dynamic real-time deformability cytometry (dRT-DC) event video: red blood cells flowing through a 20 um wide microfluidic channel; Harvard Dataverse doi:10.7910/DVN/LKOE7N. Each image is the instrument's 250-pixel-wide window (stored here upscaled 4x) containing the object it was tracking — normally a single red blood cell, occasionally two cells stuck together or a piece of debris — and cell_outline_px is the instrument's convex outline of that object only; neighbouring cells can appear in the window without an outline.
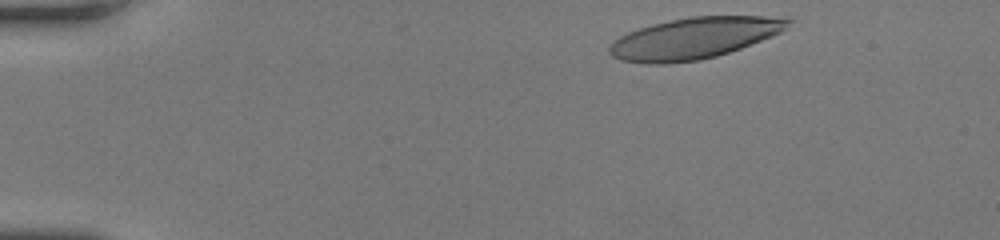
{"species": "human", "species_latin": "Homo sapiens", "temperature_condition": "room temperature", "stored_images_in_passage": 14, "camera_frame_rate_fps": 3000, "um_per_image_px": 0.085, "donor": {"sex": "female"}, "frame": {"image": 1, "passage_image": 2, "time_ms": 0.333, "image_size_px": [1000, 240], "cell_outline_px": [[792, 20], [780, 32], [772, 36], [740, 48], [716, 56], [700, 60], [664, 64], [648, 64], [620, 60], [612, 56], [608, 52], [608, 48], [620, 36], [628, 32], [652, 24], [692, 16], [792, 16]], "centroid_in_image_um": [59.02, 3.24], "position_along_channel_um": 26.0, "area_um2": 42.83}}
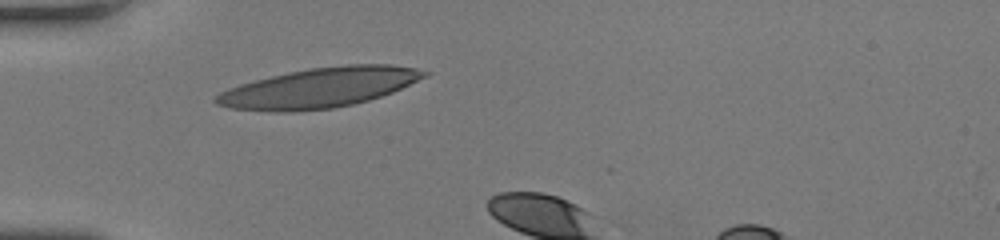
{"frame": {"image": 2, "passage_image": 11, "time_ms": 3.333, "image_size_px": [1000, 240], "cell_outline_px": [[432, 72], [428, 76], [392, 92], [368, 100], [352, 104], [332, 108], [292, 112], [276, 112], [228, 108], [216, 104], [212, 100], [220, 92], [228, 88], [240, 84], [288, 72], [312, 68], [348, 64], [392, 64], [416, 68]], "centroid_in_image_um": [27.15, 7.46], "position_along_channel_um": 57.9, "area_um2": 48.32}}